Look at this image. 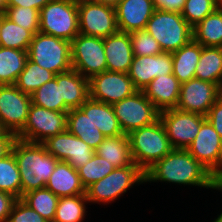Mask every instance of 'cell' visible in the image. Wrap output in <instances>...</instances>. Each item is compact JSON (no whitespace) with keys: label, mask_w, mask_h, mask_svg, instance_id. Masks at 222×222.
<instances>
[{"label":"cell","mask_w":222,"mask_h":222,"mask_svg":"<svg viewBox=\"0 0 222 222\" xmlns=\"http://www.w3.org/2000/svg\"><path fill=\"white\" fill-rule=\"evenodd\" d=\"M155 9L163 11L179 12L183 11L186 0H152Z\"/></svg>","instance_id":"ee69618b"},{"label":"cell","mask_w":222,"mask_h":222,"mask_svg":"<svg viewBox=\"0 0 222 222\" xmlns=\"http://www.w3.org/2000/svg\"><path fill=\"white\" fill-rule=\"evenodd\" d=\"M45 188L52 191L59 198L85 195V188L81 184L78 171L66 161L57 162Z\"/></svg>","instance_id":"7402d4cb"},{"label":"cell","mask_w":222,"mask_h":222,"mask_svg":"<svg viewBox=\"0 0 222 222\" xmlns=\"http://www.w3.org/2000/svg\"><path fill=\"white\" fill-rule=\"evenodd\" d=\"M87 202L86 195L60 197L53 222H82Z\"/></svg>","instance_id":"e575fe53"},{"label":"cell","mask_w":222,"mask_h":222,"mask_svg":"<svg viewBox=\"0 0 222 222\" xmlns=\"http://www.w3.org/2000/svg\"><path fill=\"white\" fill-rule=\"evenodd\" d=\"M95 153L114 165L122 168L132 165L130 141L127 134L116 137H106L95 150Z\"/></svg>","instance_id":"4316f807"},{"label":"cell","mask_w":222,"mask_h":222,"mask_svg":"<svg viewBox=\"0 0 222 222\" xmlns=\"http://www.w3.org/2000/svg\"><path fill=\"white\" fill-rule=\"evenodd\" d=\"M154 11L152 0H123L115 7L118 30L126 33L145 30Z\"/></svg>","instance_id":"d6986e66"},{"label":"cell","mask_w":222,"mask_h":222,"mask_svg":"<svg viewBox=\"0 0 222 222\" xmlns=\"http://www.w3.org/2000/svg\"><path fill=\"white\" fill-rule=\"evenodd\" d=\"M17 200L12 194L0 191V222H7L14 202Z\"/></svg>","instance_id":"7bdbcfd3"},{"label":"cell","mask_w":222,"mask_h":222,"mask_svg":"<svg viewBox=\"0 0 222 222\" xmlns=\"http://www.w3.org/2000/svg\"><path fill=\"white\" fill-rule=\"evenodd\" d=\"M31 103L15 84L0 85V122L8 132L16 136L24 128Z\"/></svg>","instance_id":"4fadbf2b"},{"label":"cell","mask_w":222,"mask_h":222,"mask_svg":"<svg viewBox=\"0 0 222 222\" xmlns=\"http://www.w3.org/2000/svg\"><path fill=\"white\" fill-rule=\"evenodd\" d=\"M0 191L21 199V177L12 152L0 159Z\"/></svg>","instance_id":"d590c367"},{"label":"cell","mask_w":222,"mask_h":222,"mask_svg":"<svg viewBox=\"0 0 222 222\" xmlns=\"http://www.w3.org/2000/svg\"><path fill=\"white\" fill-rule=\"evenodd\" d=\"M107 71L128 73L133 60L130 34L118 31L104 38Z\"/></svg>","instance_id":"ffe728a7"},{"label":"cell","mask_w":222,"mask_h":222,"mask_svg":"<svg viewBox=\"0 0 222 222\" xmlns=\"http://www.w3.org/2000/svg\"><path fill=\"white\" fill-rule=\"evenodd\" d=\"M128 139L133 162L143 172L174 149L160 119L130 132Z\"/></svg>","instance_id":"3957f363"},{"label":"cell","mask_w":222,"mask_h":222,"mask_svg":"<svg viewBox=\"0 0 222 222\" xmlns=\"http://www.w3.org/2000/svg\"><path fill=\"white\" fill-rule=\"evenodd\" d=\"M217 9V0H186L181 15L193 28Z\"/></svg>","instance_id":"74e56055"},{"label":"cell","mask_w":222,"mask_h":222,"mask_svg":"<svg viewBox=\"0 0 222 222\" xmlns=\"http://www.w3.org/2000/svg\"><path fill=\"white\" fill-rule=\"evenodd\" d=\"M3 13L14 23L30 30L39 32V10L31 7H5Z\"/></svg>","instance_id":"f35d334b"},{"label":"cell","mask_w":222,"mask_h":222,"mask_svg":"<svg viewBox=\"0 0 222 222\" xmlns=\"http://www.w3.org/2000/svg\"><path fill=\"white\" fill-rule=\"evenodd\" d=\"M31 102L45 109L68 112L70 109L64 104L61 92V73L39 87L32 95Z\"/></svg>","instance_id":"f546056e"},{"label":"cell","mask_w":222,"mask_h":222,"mask_svg":"<svg viewBox=\"0 0 222 222\" xmlns=\"http://www.w3.org/2000/svg\"><path fill=\"white\" fill-rule=\"evenodd\" d=\"M33 33L17 25L1 12L0 46L28 51Z\"/></svg>","instance_id":"1f68e13d"},{"label":"cell","mask_w":222,"mask_h":222,"mask_svg":"<svg viewBox=\"0 0 222 222\" xmlns=\"http://www.w3.org/2000/svg\"><path fill=\"white\" fill-rule=\"evenodd\" d=\"M180 89L181 83L171 73L154 78L143 93L159 111H164L177 107Z\"/></svg>","instance_id":"44dd1931"},{"label":"cell","mask_w":222,"mask_h":222,"mask_svg":"<svg viewBox=\"0 0 222 222\" xmlns=\"http://www.w3.org/2000/svg\"><path fill=\"white\" fill-rule=\"evenodd\" d=\"M8 131L4 128L2 123L0 122V139L7 133Z\"/></svg>","instance_id":"681fc988"},{"label":"cell","mask_w":222,"mask_h":222,"mask_svg":"<svg viewBox=\"0 0 222 222\" xmlns=\"http://www.w3.org/2000/svg\"><path fill=\"white\" fill-rule=\"evenodd\" d=\"M53 78H55L53 72L41 68L37 63L27 59L25 67L18 75L15 85L23 93L31 96L39 87Z\"/></svg>","instance_id":"d6a6232c"},{"label":"cell","mask_w":222,"mask_h":222,"mask_svg":"<svg viewBox=\"0 0 222 222\" xmlns=\"http://www.w3.org/2000/svg\"><path fill=\"white\" fill-rule=\"evenodd\" d=\"M27 59V51L0 46V85L15 84Z\"/></svg>","instance_id":"4dcf8cb0"},{"label":"cell","mask_w":222,"mask_h":222,"mask_svg":"<svg viewBox=\"0 0 222 222\" xmlns=\"http://www.w3.org/2000/svg\"><path fill=\"white\" fill-rule=\"evenodd\" d=\"M213 189L222 191V166L213 174Z\"/></svg>","instance_id":"7dc6e473"},{"label":"cell","mask_w":222,"mask_h":222,"mask_svg":"<svg viewBox=\"0 0 222 222\" xmlns=\"http://www.w3.org/2000/svg\"><path fill=\"white\" fill-rule=\"evenodd\" d=\"M39 32L71 42L79 34L77 0H50L39 11Z\"/></svg>","instance_id":"5b68a950"},{"label":"cell","mask_w":222,"mask_h":222,"mask_svg":"<svg viewBox=\"0 0 222 222\" xmlns=\"http://www.w3.org/2000/svg\"><path fill=\"white\" fill-rule=\"evenodd\" d=\"M67 130L96 150L106 136L91 122L80 108L67 112Z\"/></svg>","instance_id":"cb8c5ba5"},{"label":"cell","mask_w":222,"mask_h":222,"mask_svg":"<svg viewBox=\"0 0 222 222\" xmlns=\"http://www.w3.org/2000/svg\"><path fill=\"white\" fill-rule=\"evenodd\" d=\"M42 144L57 160L66 161L76 170L95 154V150L68 130L47 138Z\"/></svg>","instance_id":"2e32d148"},{"label":"cell","mask_w":222,"mask_h":222,"mask_svg":"<svg viewBox=\"0 0 222 222\" xmlns=\"http://www.w3.org/2000/svg\"><path fill=\"white\" fill-rule=\"evenodd\" d=\"M28 59L55 75L72 69L71 42L37 32L28 49Z\"/></svg>","instance_id":"8992f818"},{"label":"cell","mask_w":222,"mask_h":222,"mask_svg":"<svg viewBox=\"0 0 222 222\" xmlns=\"http://www.w3.org/2000/svg\"><path fill=\"white\" fill-rule=\"evenodd\" d=\"M173 73L172 53L151 56H133L128 76L136 90L144 88L156 77Z\"/></svg>","instance_id":"ac0fdd59"},{"label":"cell","mask_w":222,"mask_h":222,"mask_svg":"<svg viewBox=\"0 0 222 222\" xmlns=\"http://www.w3.org/2000/svg\"><path fill=\"white\" fill-rule=\"evenodd\" d=\"M66 130L67 112L49 110L31 103L26 124L16 138L32 143H42L47 138Z\"/></svg>","instance_id":"30bf717a"},{"label":"cell","mask_w":222,"mask_h":222,"mask_svg":"<svg viewBox=\"0 0 222 222\" xmlns=\"http://www.w3.org/2000/svg\"><path fill=\"white\" fill-rule=\"evenodd\" d=\"M16 136L10 132H7L0 139V159L4 158L11 152L12 144L15 141Z\"/></svg>","instance_id":"bcb514c9"},{"label":"cell","mask_w":222,"mask_h":222,"mask_svg":"<svg viewBox=\"0 0 222 222\" xmlns=\"http://www.w3.org/2000/svg\"><path fill=\"white\" fill-rule=\"evenodd\" d=\"M11 152L14 154L21 177V198L24 194L45 188L57 160L46 151L42 143L15 139Z\"/></svg>","instance_id":"7a4b0ae2"},{"label":"cell","mask_w":222,"mask_h":222,"mask_svg":"<svg viewBox=\"0 0 222 222\" xmlns=\"http://www.w3.org/2000/svg\"><path fill=\"white\" fill-rule=\"evenodd\" d=\"M206 118L211 123L215 131L222 138V95L211 106L208 114L206 115Z\"/></svg>","instance_id":"b9f144b4"},{"label":"cell","mask_w":222,"mask_h":222,"mask_svg":"<svg viewBox=\"0 0 222 222\" xmlns=\"http://www.w3.org/2000/svg\"><path fill=\"white\" fill-rule=\"evenodd\" d=\"M193 40L205 47H222V10L216 9L192 28Z\"/></svg>","instance_id":"f1b7e54d"},{"label":"cell","mask_w":222,"mask_h":222,"mask_svg":"<svg viewBox=\"0 0 222 222\" xmlns=\"http://www.w3.org/2000/svg\"><path fill=\"white\" fill-rule=\"evenodd\" d=\"M136 91L128 73L104 71L89 79V98L98 102L112 105Z\"/></svg>","instance_id":"5bb4252c"},{"label":"cell","mask_w":222,"mask_h":222,"mask_svg":"<svg viewBox=\"0 0 222 222\" xmlns=\"http://www.w3.org/2000/svg\"><path fill=\"white\" fill-rule=\"evenodd\" d=\"M0 28H1V12H0Z\"/></svg>","instance_id":"db71d44e"},{"label":"cell","mask_w":222,"mask_h":222,"mask_svg":"<svg viewBox=\"0 0 222 222\" xmlns=\"http://www.w3.org/2000/svg\"><path fill=\"white\" fill-rule=\"evenodd\" d=\"M129 34L133 56H151L163 53L160 44L146 30H136Z\"/></svg>","instance_id":"ab89813d"},{"label":"cell","mask_w":222,"mask_h":222,"mask_svg":"<svg viewBox=\"0 0 222 222\" xmlns=\"http://www.w3.org/2000/svg\"><path fill=\"white\" fill-rule=\"evenodd\" d=\"M7 222H49L21 199H17L11 209Z\"/></svg>","instance_id":"60d3db41"},{"label":"cell","mask_w":222,"mask_h":222,"mask_svg":"<svg viewBox=\"0 0 222 222\" xmlns=\"http://www.w3.org/2000/svg\"><path fill=\"white\" fill-rule=\"evenodd\" d=\"M145 30L160 44L163 52H174L193 39L192 27L181 13L155 9Z\"/></svg>","instance_id":"277c9868"},{"label":"cell","mask_w":222,"mask_h":222,"mask_svg":"<svg viewBox=\"0 0 222 222\" xmlns=\"http://www.w3.org/2000/svg\"><path fill=\"white\" fill-rule=\"evenodd\" d=\"M91 1L103 4V5H109L112 7H116L123 0H91Z\"/></svg>","instance_id":"c3c4849f"},{"label":"cell","mask_w":222,"mask_h":222,"mask_svg":"<svg viewBox=\"0 0 222 222\" xmlns=\"http://www.w3.org/2000/svg\"><path fill=\"white\" fill-rule=\"evenodd\" d=\"M79 34L105 38L117 33L115 7L91 0H77Z\"/></svg>","instance_id":"8fae6325"},{"label":"cell","mask_w":222,"mask_h":222,"mask_svg":"<svg viewBox=\"0 0 222 222\" xmlns=\"http://www.w3.org/2000/svg\"><path fill=\"white\" fill-rule=\"evenodd\" d=\"M187 150L212 174L222 166V138L207 118Z\"/></svg>","instance_id":"e0dca14e"},{"label":"cell","mask_w":222,"mask_h":222,"mask_svg":"<svg viewBox=\"0 0 222 222\" xmlns=\"http://www.w3.org/2000/svg\"><path fill=\"white\" fill-rule=\"evenodd\" d=\"M214 222H222V213L218 216L217 219H215Z\"/></svg>","instance_id":"f5cc1de1"},{"label":"cell","mask_w":222,"mask_h":222,"mask_svg":"<svg viewBox=\"0 0 222 222\" xmlns=\"http://www.w3.org/2000/svg\"><path fill=\"white\" fill-rule=\"evenodd\" d=\"M50 0H6L5 7H31L41 10Z\"/></svg>","instance_id":"f6af8a7d"},{"label":"cell","mask_w":222,"mask_h":222,"mask_svg":"<svg viewBox=\"0 0 222 222\" xmlns=\"http://www.w3.org/2000/svg\"><path fill=\"white\" fill-rule=\"evenodd\" d=\"M6 0H0V12H3L5 9Z\"/></svg>","instance_id":"f907efd6"},{"label":"cell","mask_w":222,"mask_h":222,"mask_svg":"<svg viewBox=\"0 0 222 222\" xmlns=\"http://www.w3.org/2000/svg\"><path fill=\"white\" fill-rule=\"evenodd\" d=\"M30 208L49 222H53L59 197L47 188L37 189L24 194L21 198Z\"/></svg>","instance_id":"836d02e7"},{"label":"cell","mask_w":222,"mask_h":222,"mask_svg":"<svg viewBox=\"0 0 222 222\" xmlns=\"http://www.w3.org/2000/svg\"><path fill=\"white\" fill-rule=\"evenodd\" d=\"M71 61L72 69L88 79L107 71L104 38L78 34L71 41Z\"/></svg>","instance_id":"9c48e42d"},{"label":"cell","mask_w":222,"mask_h":222,"mask_svg":"<svg viewBox=\"0 0 222 222\" xmlns=\"http://www.w3.org/2000/svg\"><path fill=\"white\" fill-rule=\"evenodd\" d=\"M61 92L69 109L79 108L89 98V79L74 69L61 73Z\"/></svg>","instance_id":"484cf974"},{"label":"cell","mask_w":222,"mask_h":222,"mask_svg":"<svg viewBox=\"0 0 222 222\" xmlns=\"http://www.w3.org/2000/svg\"><path fill=\"white\" fill-rule=\"evenodd\" d=\"M144 172L133 163L130 166L115 168L103 179L85 189L88 202L107 203L116 200L136 183H144Z\"/></svg>","instance_id":"52a82bcc"},{"label":"cell","mask_w":222,"mask_h":222,"mask_svg":"<svg viewBox=\"0 0 222 222\" xmlns=\"http://www.w3.org/2000/svg\"><path fill=\"white\" fill-rule=\"evenodd\" d=\"M91 122L106 136L116 137L124 134L114 114L112 105L88 98L80 107Z\"/></svg>","instance_id":"603a6c76"},{"label":"cell","mask_w":222,"mask_h":222,"mask_svg":"<svg viewBox=\"0 0 222 222\" xmlns=\"http://www.w3.org/2000/svg\"><path fill=\"white\" fill-rule=\"evenodd\" d=\"M195 78L215 83L222 89V47L202 46Z\"/></svg>","instance_id":"83f0119b"},{"label":"cell","mask_w":222,"mask_h":222,"mask_svg":"<svg viewBox=\"0 0 222 222\" xmlns=\"http://www.w3.org/2000/svg\"><path fill=\"white\" fill-rule=\"evenodd\" d=\"M217 9L222 10V0H217Z\"/></svg>","instance_id":"816d5d0a"},{"label":"cell","mask_w":222,"mask_h":222,"mask_svg":"<svg viewBox=\"0 0 222 222\" xmlns=\"http://www.w3.org/2000/svg\"><path fill=\"white\" fill-rule=\"evenodd\" d=\"M145 182L164 181L213 189V174L187 149H173L145 172Z\"/></svg>","instance_id":"6da1fadb"},{"label":"cell","mask_w":222,"mask_h":222,"mask_svg":"<svg viewBox=\"0 0 222 222\" xmlns=\"http://www.w3.org/2000/svg\"><path fill=\"white\" fill-rule=\"evenodd\" d=\"M168 140L174 149H187L196 138L206 116L177 108L160 111Z\"/></svg>","instance_id":"7c38bea8"},{"label":"cell","mask_w":222,"mask_h":222,"mask_svg":"<svg viewBox=\"0 0 222 222\" xmlns=\"http://www.w3.org/2000/svg\"><path fill=\"white\" fill-rule=\"evenodd\" d=\"M116 167L107 162L106 159L94 154L83 166L77 169L82 186L86 189L91 184L103 179Z\"/></svg>","instance_id":"8d00e7d4"},{"label":"cell","mask_w":222,"mask_h":222,"mask_svg":"<svg viewBox=\"0 0 222 222\" xmlns=\"http://www.w3.org/2000/svg\"><path fill=\"white\" fill-rule=\"evenodd\" d=\"M114 114L124 134L150 125L159 119L160 111L137 90L131 96L112 104Z\"/></svg>","instance_id":"ba28073f"},{"label":"cell","mask_w":222,"mask_h":222,"mask_svg":"<svg viewBox=\"0 0 222 222\" xmlns=\"http://www.w3.org/2000/svg\"><path fill=\"white\" fill-rule=\"evenodd\" d=\"M221 95L222 89L217 84L193 78L181 84L176 108L206 116Z\"/></svg>","instance_id":"9a60e30c"},{"label":"cell","mask_w":222,"mask_h":222,"mask_svg":"<svg viewBox=\"0 0 222 222\" xmlns=\"http://www.w3.org/2000/svg\"><path fill=\"white\" fill-rule=\"evenodd\" d=\"M201 51L202 46L192 39L185 46L172 52L173 75L181 84L195 78Z\"/></svg>","instance_id":"d4e9b609"}]
</instances>
